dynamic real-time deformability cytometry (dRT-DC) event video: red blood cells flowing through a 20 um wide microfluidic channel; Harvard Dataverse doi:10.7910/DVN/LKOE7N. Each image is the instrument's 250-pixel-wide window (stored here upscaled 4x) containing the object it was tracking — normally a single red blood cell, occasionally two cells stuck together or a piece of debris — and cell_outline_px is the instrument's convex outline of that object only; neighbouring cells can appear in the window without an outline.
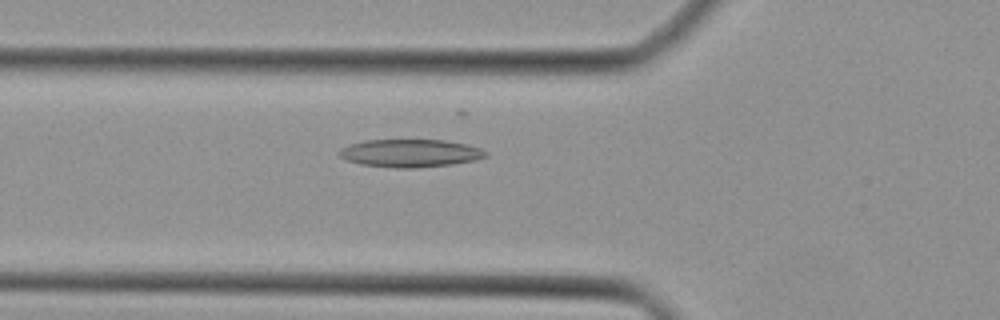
{"species": "Egyptian fruit bat (a non-hibernating species)", "species_latin": "Rousettus aegyptiacus", "temperature_condition": "cold", "stored_images_in_passage": 36, "camera_frame_rate_fps": 3000, "um_per_image_px": 0.085, "animal": {"sex": "female"}, "frame": {"image": 1, "passage_image": 16, "time_ms": 5.0, "image_size_px": [1000, 320], "cell_outline_px": [[488, 156], [476, 160], [452, 164], [416, 168], [396, 168], [360, 164], [348, 160], [340, 156], [340, 148], [348, 144], [364, 140], [444, 140], [464, 144], [480, 148], [488, 152]], "centroid_in_image_um": [34.88, 13.02], "position_along_channel_um": 90.9, "area_um2": 23.76}}
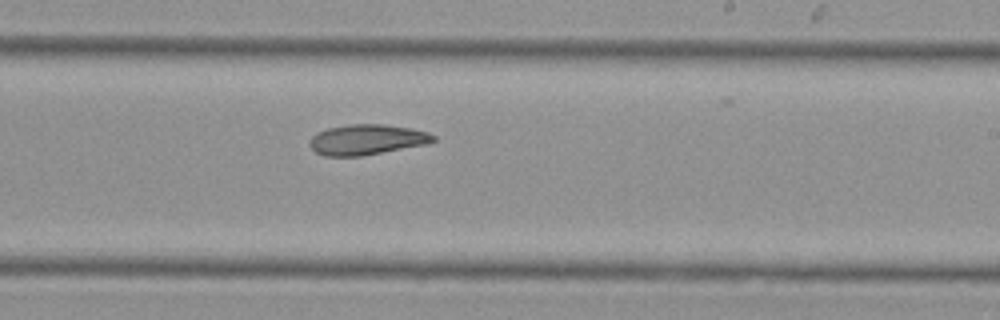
{"frame": {"image": 2, "passage_image": 27, "time_ms": 8.667, "image_size_px": [1000, 320], "cell_outline_px": [[436, 140], [428, 144], [360, 156], [324, 156], [316, 152], [308, 144], [312, 136], [316, 132], [328, 128], [348, 124], [384, 124], [412, 128], [428, 132], [436, 136]], "centroid_in_image_um": [31.19, 11.86], "position_along_channel_um": 257.8, "area_um2": 22.02}}
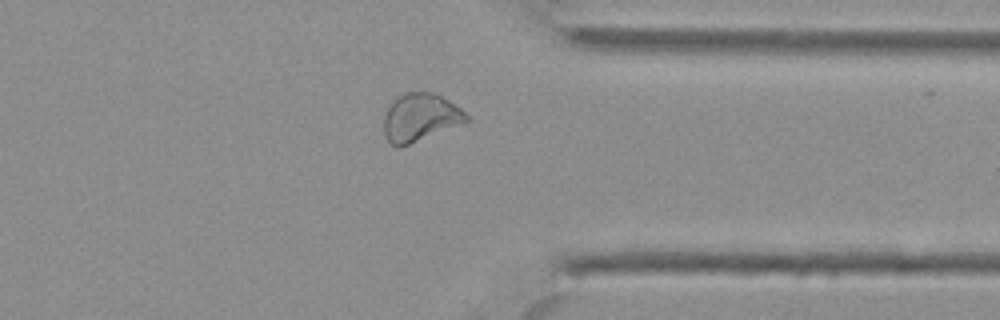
{"frame": {"image": 3, "passage_image": 35, "time_ms": 11.333, "image_size_px": [1000, 320], "cell_outline_px": [[468, 120], [400, 148], [396, 148], [384, 136], [384, 116], [392, 100], [404, 92], [436, 92], [460, 108], [468, 116]], "centroid_in_image_um": [35.66, 9.97], "position_along_channel_um": 375.7, "area_um2": 22.77}}